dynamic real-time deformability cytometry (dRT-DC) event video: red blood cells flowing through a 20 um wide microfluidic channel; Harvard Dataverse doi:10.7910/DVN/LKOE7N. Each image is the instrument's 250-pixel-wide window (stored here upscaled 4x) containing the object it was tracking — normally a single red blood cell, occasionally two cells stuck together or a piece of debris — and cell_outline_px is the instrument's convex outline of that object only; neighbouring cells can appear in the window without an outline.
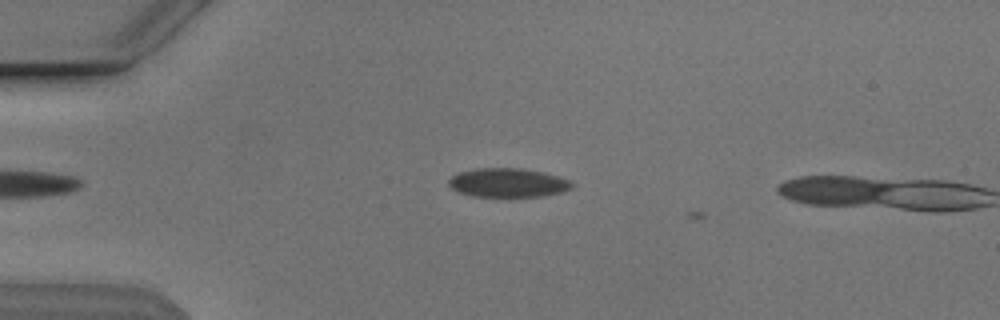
{"species": "Egyptian fruit bat (a non-hibernating species)", "species_latin": "Rousettus aegyptiacus", "temperature_condition": "cold", "stored_images_in_passage": 3, "camera_frame_rate_fps": 3000, "um_per_image_px": 0.085, "animal": {"sex": "male"}, "frame": {"image": 1, "passage_image": 2, "time_ms": 0.333, "image_size_px": [1000, 320], "cell_outline_px": [[572, 188], [560, 192], [540, 196], [472, 196], [460, 192], [452, 188], [448, 184], [448, 180], [452, 176], [460, 172], [476, 168], [524, 168], [556, 176], [568, 180], [572, 184]], "centroid_in_image_um": [43.13, 15.52], "position_along_channel_um": 41.9, "area_um2": 20.4}}